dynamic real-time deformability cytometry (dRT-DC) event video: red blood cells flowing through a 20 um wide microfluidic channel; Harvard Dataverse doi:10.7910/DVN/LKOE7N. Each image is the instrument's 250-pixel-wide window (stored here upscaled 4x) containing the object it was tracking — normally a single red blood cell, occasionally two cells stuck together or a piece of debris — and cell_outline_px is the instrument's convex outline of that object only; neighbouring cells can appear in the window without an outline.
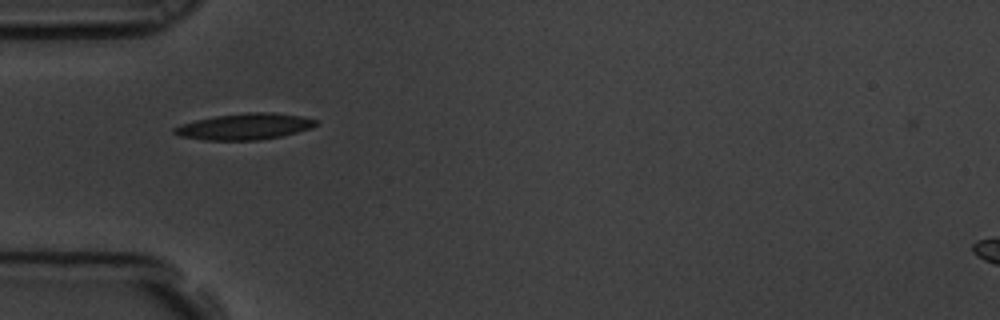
{"species": "common noctule bat (a hibernating species)", "species_latin": "Nyctalus noctula", "temperature_condition": "room temperature", "stored_images_in_passage": 2, "camera_frame_rate_fps": 3000, "um_per_image_px": 0.085, "animal": {"sex": "male", "body_mass_g": 19.5, "forearm_length_mm": 54.6}, "frame": {"image": 1, "passage_image": 1, "time_ms": 0.0, "image_size_px": [1000, 320], "cell_outline_px": [[316, 124], [312, 128], [280, 136], [260, 140], [204, 140], [180, 136], [172, 132], [172, 128], [180, 124], [196, 120], [216, 116], [248, 112], [272, 112], [300, 116], [316, 120]], "centroid_in_image_um": [20.75, 10.76], "position_along_channel_um": 64.2, "area_um2": 21.5}}
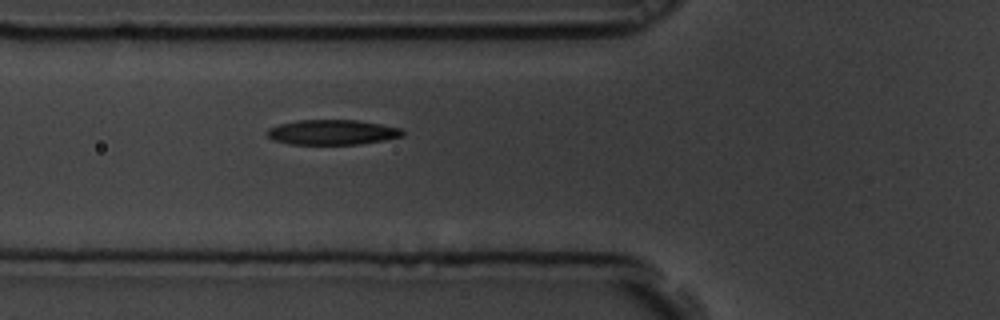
{"frame": {"image": 2, "passage_image": 2, "time_ms": 0.333, "image_size_px": [1000, 320], "cell_outline_px": [[404, 136], [384, 140], [360, 144], [292, 144], [272, 140], [268, 136], [268, 128], [280, 124], [296, 120], [360, 120], [404, 128]], "centroid_in_image_um": [28.3, 11.23], "position_along_channel_um": 97.5, "area_um2": 19.88}}